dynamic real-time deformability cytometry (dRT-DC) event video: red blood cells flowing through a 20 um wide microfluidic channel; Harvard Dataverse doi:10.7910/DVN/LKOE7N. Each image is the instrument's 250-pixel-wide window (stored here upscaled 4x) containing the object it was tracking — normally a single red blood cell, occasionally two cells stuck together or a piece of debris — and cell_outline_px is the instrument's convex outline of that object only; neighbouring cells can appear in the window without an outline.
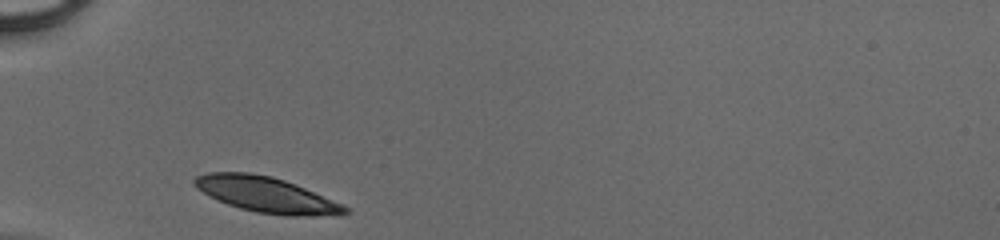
{"species": "human", "species_latin": "Homo sapiens", "temperature_condition": "cold", "stored_images_in_passage": 25, "camera_frame_rate_fps": 3000, "um_per_image_px": 0.085, "donor": {"sex": "male"}, "frame": {"image": 1, "passage_image": 1, "time_ms": 0.0, "image_size_px": [1000, 240], "cell_outline_px": [[348, 212], [312, 216], [284, 216], [256, 212], [240, 208], [228, 204], [196, 188], [192, 184], [192, 180], [196, 176], [208, 172], [248, 172], [272, 176], [284, 180], [304, 188], [340, 204], [348, 208]], "centroid_in_image_um": [22.55, 16.53], "position_along_channel_um": 62.5, "area_um2": 30.46}}
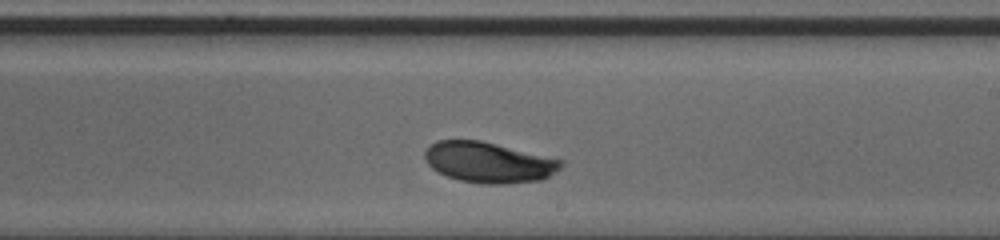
{"frame": {"image": 2, "passage_image": 15, "time_ms": 4.667, "image_size_px": [1000, 240], "cell_outline_px": [[564, 164], [560, 168], [548, 176], [540, 180], [508, 184], [484, 184], [460, 180], [448, 176], [432, 168], [428, 164], [424, 156], [424, 152], [436, 140], [480, 140], [564, 160]], "centroid_in_image_um": [41.55, 13.8], "position_along_channel_um": 247.4, "area_um2": 32.08}}
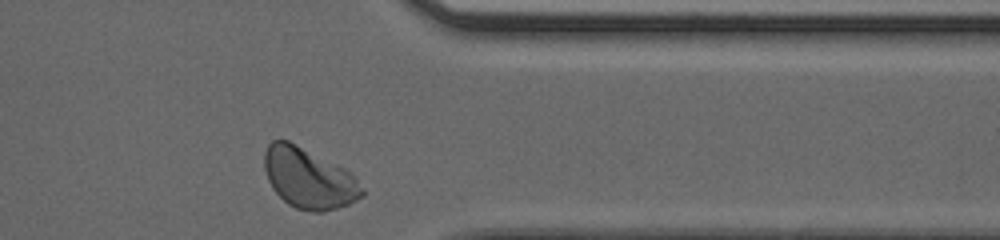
{"frame": {"image": 3, "passage_image": 25, "time_ms": 8.0, "image_size_px": [1000, 240], "cell_outline_px": [[364, 196], [348, 204], [324, 212], [312, 212], [296, 208], [288, 204], [272, 188], [268, 180], [264, 168], [264, 152], [268, 144], [272, 140], [288, 140], [352, 172], [356, 176], [364, 188]], "centroid_in_image_um": [26.26, 15.16], "position_along_channel_um": 385.1, "area_um2": 34.51}}